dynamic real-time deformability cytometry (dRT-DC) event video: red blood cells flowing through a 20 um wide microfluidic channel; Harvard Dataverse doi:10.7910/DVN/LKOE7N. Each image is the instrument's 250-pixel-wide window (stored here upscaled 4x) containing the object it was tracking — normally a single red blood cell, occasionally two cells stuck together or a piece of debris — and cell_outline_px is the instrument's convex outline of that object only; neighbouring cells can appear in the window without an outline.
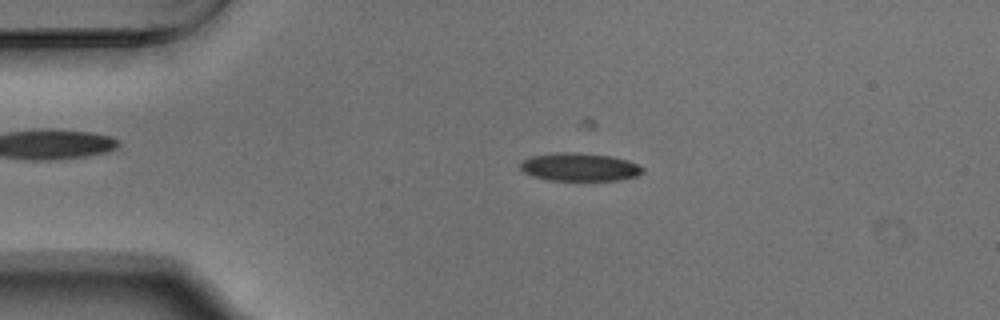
{"species": "Egyptian fruit bat (a non-hibernating species)", "species_latin": "Rousettus aegyptiacus", "temperature_condition": "warm", "stored_images_in_passage": 55, "camera_frame_rate_fps": 3000, "um_per_image_px": 0.085, "animal": {"sex": "male"}, "frame": {"image": 1, "passage_image": 13, "time_ms": 4.0, "image_size_px": [1000, 320], "cell_outline_px": [[644, 172], [636, 176], [620, 180], [548, 180], [524, 172], [520, 168], [520, 164], [524, 160], [532, 156], [556, 152], [576, 152], [608, 156], [628, 160], [644, 168]], "centroid_in_image_um": [49.28, 14.19], "position_along_channel_um": 35.7, "area_um2": 19.83}}
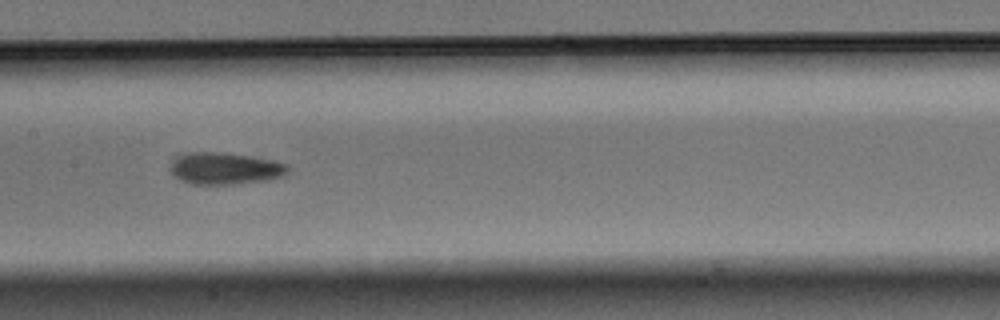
{"frame": {"image": 2, "passage_image": 28, "time_ms": 9.0, "image_size_px": [1000, 320], "cell_outline_px": [[288, 172], [284, 176], [268, 180], [236, 184], [192, 184], [180, 180], [168, 168], [172, 160], [176, 156], [184, 152], [220, 152], [248, 156], [272, 160], [288, 164]], "centroid_in_image_um": [19.1, 14.31], "position_along_channel_um": 188.3, "area_um2": 22.02}}
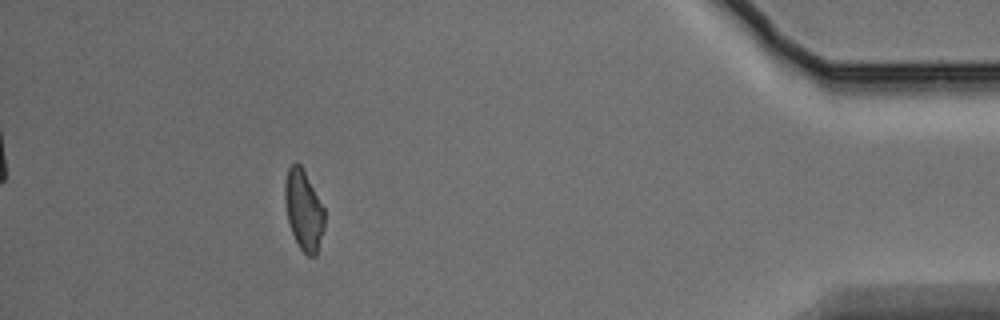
{"frame": {"image": 3, "passage_image": 50, "time_ms": 16.333, "image_size_px": [1000, 320], "cell_outline_px": [[324, 228], [316, 256], [308, 256], [300, 248], [292, 232], [288, 220], [284, 200], [284, 180], [288, 168], [296, 160], [304, 168], [324, 208]], "centroid_in_image_um": [25.8, 17.8], "position_along_channel_um": 409.4, "area_um2": 18.67}, "authors_computed_cell_mechanics": {"area_um2": 20.2878, "velocity_mm_per_s": 3.7564, "shape_relaxation_time_tau1_ms": 7.3557, "shape_relaxation_time_tau2_ms": 4.4228, "deformation_change_tau1": 0.1617, "deformation_change_tau2": 0.1131}}